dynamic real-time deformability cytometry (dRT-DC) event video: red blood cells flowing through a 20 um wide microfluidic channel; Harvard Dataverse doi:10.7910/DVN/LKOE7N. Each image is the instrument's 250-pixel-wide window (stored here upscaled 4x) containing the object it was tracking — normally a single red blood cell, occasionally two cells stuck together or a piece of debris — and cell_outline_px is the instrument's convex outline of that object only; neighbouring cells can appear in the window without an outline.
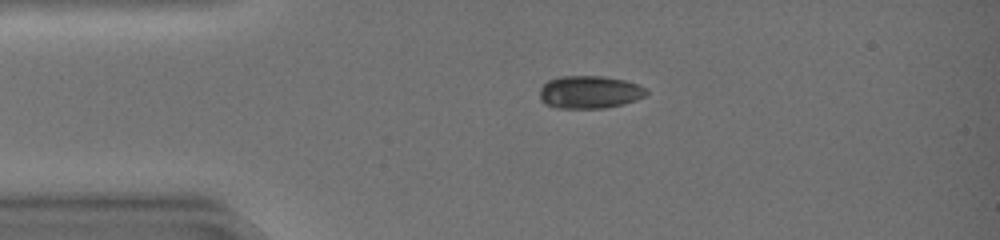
{"species": "common noctule bat (a hibernating species)", "species_latin": "Nyctalus noctula", "temperature_condition": "warm", "stored_images_in_passage": 36, "camera_frame_rate_fps": 3000, "um_per_image_px": 0.085, "animal": {"sex": "female", "body_mass_g": 19.0, "forearm_length_mm": 51.5}, "frame": {"image": 1, "passage_image": 1, "time_ms": 0.0, "image_size_px": [1000, 240], "cell_outline_px": [[648, 92], [644, 96], [636, 100], [624, 104], [604, 108], [556, 108], [544, 104], [540, 100], [540, 88], [548, 80], [560, 76], [604, 76], [624, 80], [636, 84], [644, 88]], "centroid_in_image_um": [50.08, 7.83], "position_along_channel_um": 34.9, "area_um2": 20.4}}
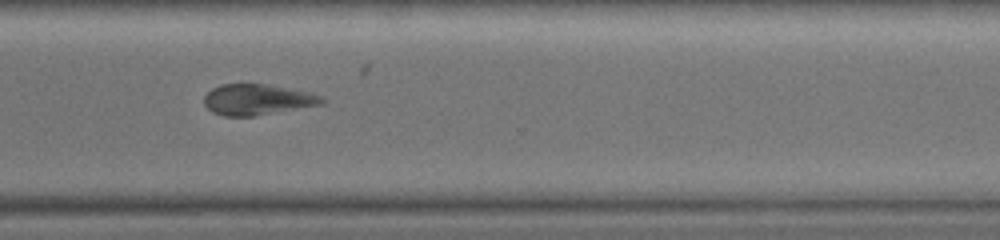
{"frame": {"image": 2, "passage_image": 25, "time_ms": 8.0, "image_size_px": [1000, 240], "cell_outline_px": [[324, 104], [252, 116], [224, 116], [212, 112], [204, 104], [204, 96], [212, 88], [220, 84], [268, 84], [308, 92], [320, 96], [324, 100]], "centroid_in_image_um": [21.84, 8.46], "position_along_channel_um": 348.8, "area_um2": 20.98}}
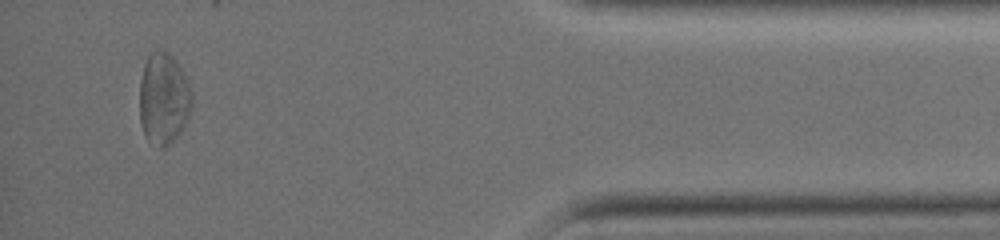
{"frame": {"image": 3, "passage_image": 33, "time_ms": 10.667, "image_size_px": [1000, 240], "cell_outline_px": [[192, 108], [184, 128], [164, 148], [160, 148], [148, 140], [144, 136], [140, 124], [140, 80], [144, 64], [148, 56], [152, 52], [164, 48], [180, 64], [184, 72], [192, 92]], "centroid_in_image_um": [13.92, 8.37], "position_along_channel_um": 421.3, "area_um2": 28.38}}